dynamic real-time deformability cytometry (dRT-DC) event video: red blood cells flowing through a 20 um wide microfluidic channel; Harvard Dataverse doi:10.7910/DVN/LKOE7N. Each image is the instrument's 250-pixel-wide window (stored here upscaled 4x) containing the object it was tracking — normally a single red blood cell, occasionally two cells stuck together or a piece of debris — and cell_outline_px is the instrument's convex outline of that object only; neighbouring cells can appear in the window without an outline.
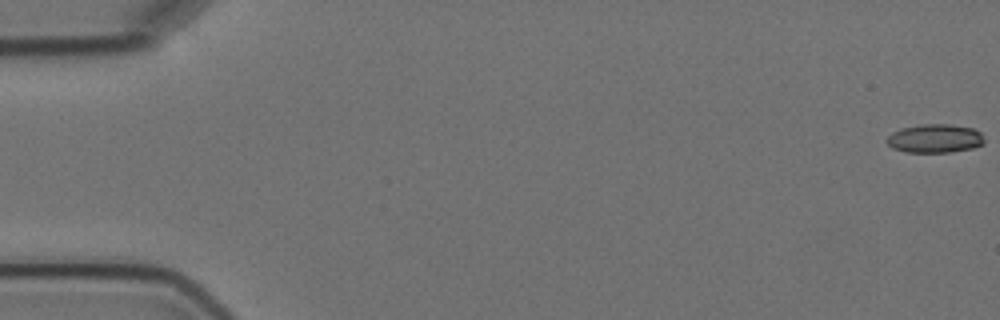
{"species": "Egyptian fruit bat (a non-hibernating species)", "species_latin": "Rousettus aegyptiacus", "temperature_condition": "cold", "stored_images_in_passage": 6, "camera_frame_rate_fps": 3000, "um_per_image_px": 0.085, "animal": {"sex": "female"}, "frame": {"image": 1, "passage_image": 1, "time_ms": 0.0, "image_size_px": [1000, 320], "cell_outline_px": [[984, 144], [972, 148], [948, 152], [904, 152], [892, 148], [888, 144], [888, 136], [892, 132], [900, 128], [920, 124], [952, 124], [972, 128], [980, 132], [984, 140]], "centroid_in_image_um": [79.46, 11.76], "position_along_channel_um": 5.5, "area_um2": 16.3}}
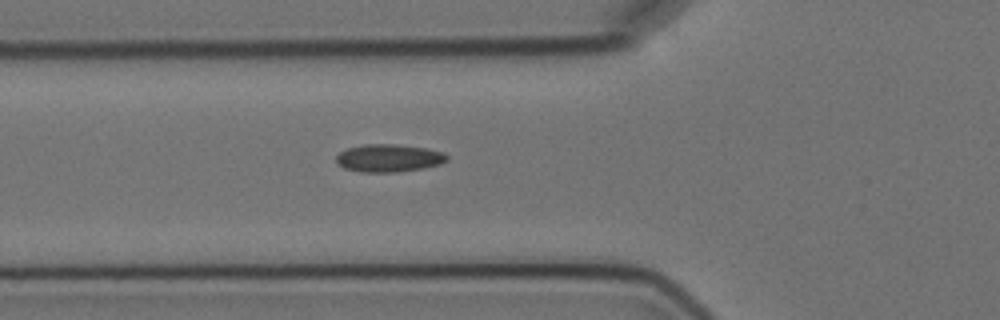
{"frame": {"image": 2, "passage_image": 6, "time_ms": 6.667, "image_size_px": [1000, 320], "cell_outline_px": [[448, 160], [440, 164], [424, 168], [400, 172], [360, 172], [344, 168], [336, 164], [336, 156], [340, 152], [348, 148], [364, 144], [392, 144], [428, 148], [444, 152], [448, 156]], "centroid_in_image_um": [33.05, 13.44], "position_along_channel_um": 92.7, "area_um2": 18.09}}